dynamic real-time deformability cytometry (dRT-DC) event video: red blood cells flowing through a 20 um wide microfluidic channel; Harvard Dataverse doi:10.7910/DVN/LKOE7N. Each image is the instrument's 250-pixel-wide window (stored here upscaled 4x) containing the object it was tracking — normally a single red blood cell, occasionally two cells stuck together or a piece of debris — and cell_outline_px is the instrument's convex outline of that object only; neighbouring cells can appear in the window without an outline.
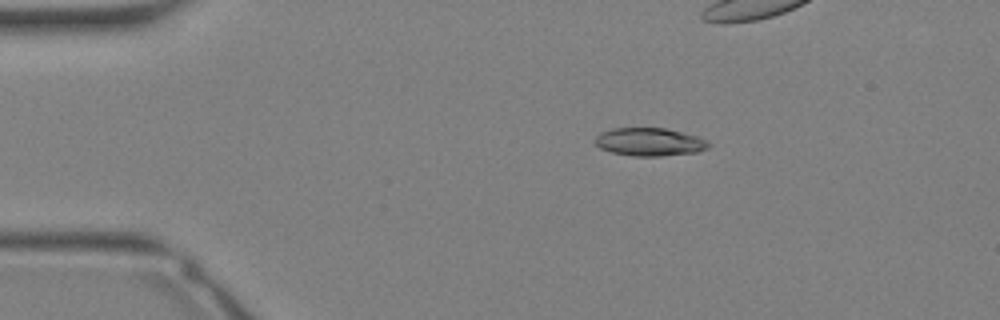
{"species": "Egyptian fruit bat (a non-hibernating species)", "species_latin": "Rousettus aegyptiacus", "temperature_condition": "warm", "stored_images_in_passage": 33, "camera_frame_rate_fps": 3000, "um_per_image_px": 0.085, "animal": {"sex": "female"}, "frame": {"image": 1, "passage_image": 5, "time_ms": 1.333, "image_size_px": [1000, 320], "cell_outline_px": [[712, 144], [708, 148], [696, 152], [660, 156], [632, 156], [612, 152], [600, 148], [592, 140], [600, 132], [612, 128], [664, 128], [700, 136], [708, 140]], "centroid_in_image_um": [55.22, 12.06], "position_along_channel_um": 29.8, "area_um2": 18.79}}
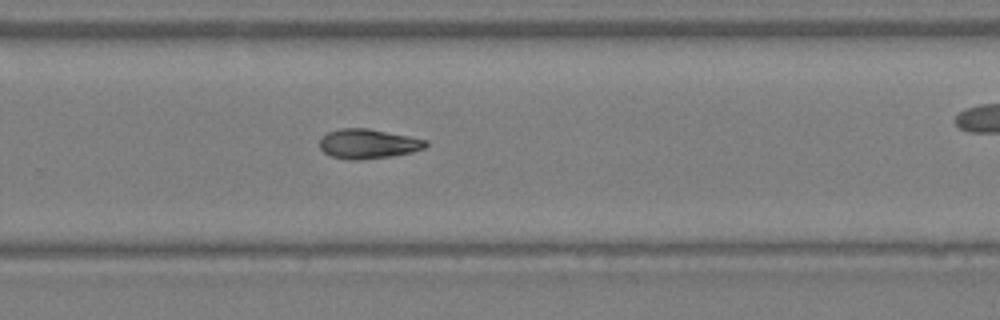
{"frame": {"image": 2, "passage_image": 21, "time_ms": 6.667, "image_size_px": [1000, 320], "cell_outline_px": [[428, 144], [424, 148], [412, 152], [392, 156], [360, 160], [348, 160], [332, 156], [324, 152], [320, 148], [320, 136], [328, 132], [340, 128], [368, 128], [428, 140]], "centroid_in_image_um": [31.27, 12.22], "position_along_channel_um": 298.5, "area_um2": 18.38}}
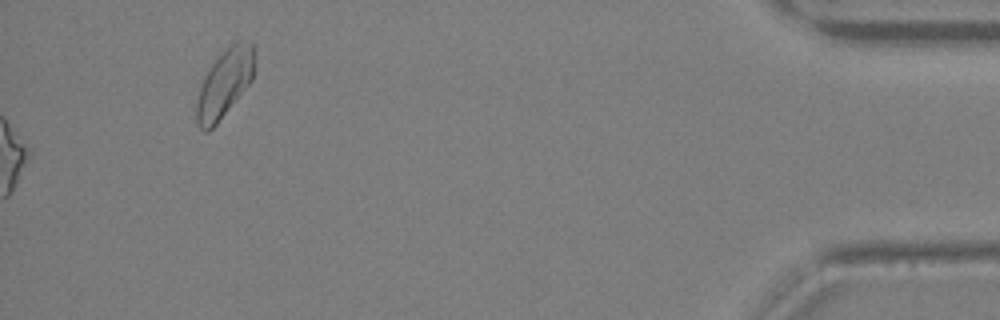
{"frame": {"image": 3, "passage_image": 33, "time_ms": 10.667, "image_size_px": [1000, 320], "cell_outline_px": [[256, 48], [252, 80], [216, 124], [208, 132], [204, 132], [196, 124], [196, 104], [200, 88], [204, 76], [212, 64], [236, 40], [240, 40], [256, 44]], "centroid_in_image_um": [19.1, 7.08], "position_along_channel_um": 416.1, "area_um2": 22.77}}